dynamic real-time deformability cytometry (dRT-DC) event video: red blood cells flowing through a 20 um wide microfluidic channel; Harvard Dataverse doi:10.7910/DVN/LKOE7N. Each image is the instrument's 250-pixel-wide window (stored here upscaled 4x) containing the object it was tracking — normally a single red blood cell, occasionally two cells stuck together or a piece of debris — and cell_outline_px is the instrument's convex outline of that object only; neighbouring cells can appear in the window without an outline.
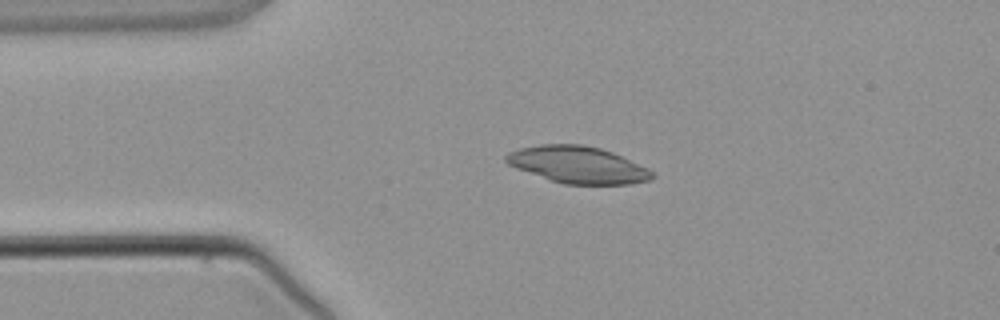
{"species": "common noctule bat (a hibernating species)", "species_latin": "Nyctalus noctula", "temperature_condition": "warm", "stored_images_in_passage": 2, "camera_frame_rate_fps": 3000, "um_per_image_px": 0.085, "animal": {"sex": "male", "body_mass_g": 21.5, "forearm_length_mm": 52.0}, "frame": {"image": 1, "passage_image": 1, "time_ms": 0.0, "image_size_px": [1000, 320], "cell_outline_px": [[656, 176], [648, 180], [632, 184], [564, 184], [516, 168], [508, 164], [504, 160], [504, 156], [508, 152], [520, 148], [540, 144], [580, 144], [600, 148], [612, 152], [648, 168], [656, 172]], "centroid_in_image_um": [49.13, 14.0], "position_along_channel_um": 35.9, "area_um2": 31.33}}